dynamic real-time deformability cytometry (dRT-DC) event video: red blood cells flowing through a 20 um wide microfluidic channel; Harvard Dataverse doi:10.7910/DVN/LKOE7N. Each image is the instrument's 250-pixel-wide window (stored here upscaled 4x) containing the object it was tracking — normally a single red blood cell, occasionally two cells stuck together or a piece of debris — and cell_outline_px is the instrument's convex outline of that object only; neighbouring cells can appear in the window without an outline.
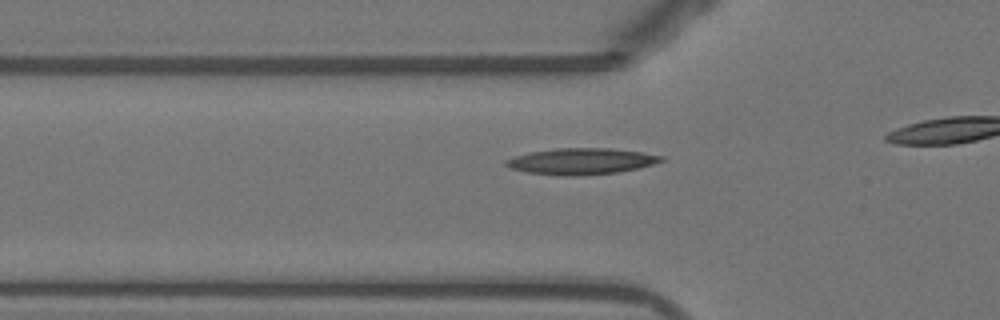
{"species": "Egyptian fruit bat (a non-hibernating species)", "species_latin": "Rousettus aegyptiacus", "temperature_condition": "warm", "stored_images_in_passage": 11, "camera_frame_rate_fps": 3000, "um_per_image_px": 0.085, "animal": {"sex": "female"}, "frame": {"image": 1, "passage_image": 2, "time_ms": 0.333, "image_size_px": [1000, 320], "cell_outline_px": [[664, 160], [640, 168], [616, 172], [576, 176], [564, 176], [528, 172], [512, 168], [504, 164], [504, 160], [528, 152], [556, 148], [612, 148], [640, 152], [664, 156]], "centroid_in_image_um": [49.41, 13.7], "position_along_channel_um": 76.4, "area_um2": 23.64}}
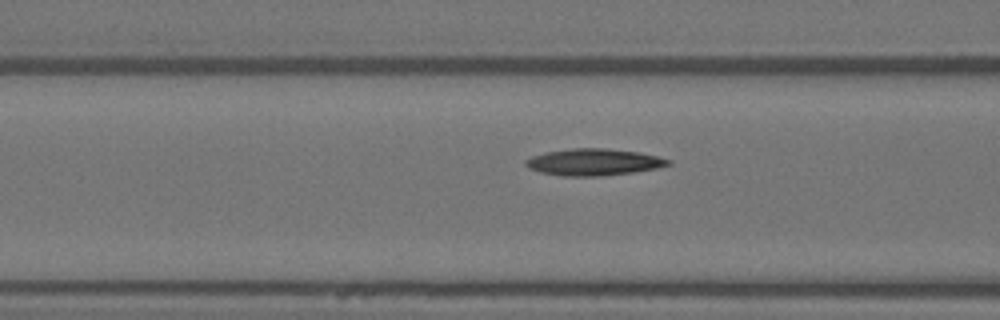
{"frame": {"image": 2, "passage_image": 5, "time_ms": 1.333, "image_size_px": [1000, 320], "cell_outline_px": [[672, 164], [656, 168], [632, 172], [600, 176], [560, 176], [540, 172], [528, 168], [524, 164], [524, 160], [532, 156], [544, 152], [572, 148], [604, 148], [640, 152], [660, 156], [672, 160]], "centroid_in_image_um": [50.46, 13.77], "position_along_channel_um": 116.1, "area_um2": 22.43}}
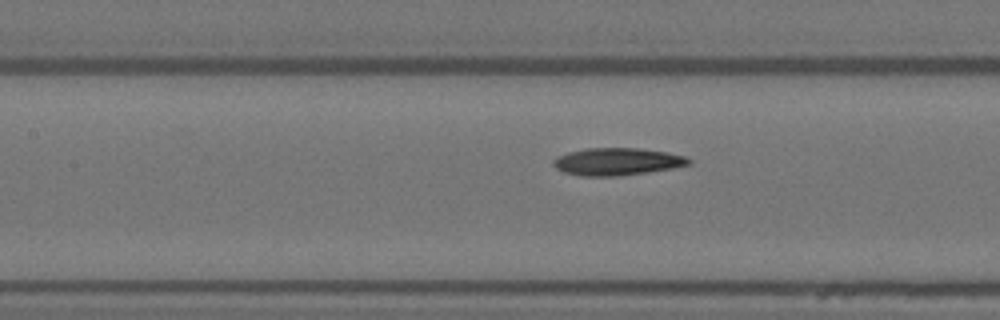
{"frame": {"image": 3, "passage_image": 8, "time_ms": 2.333, "image_size_px": [1000, 320], "cell_outline_px": [[692, 164], [672, 168], [648, 172], [616, 176], [580, 176], [564, 172], [556, 168], [552, 164], [552, 160], [568, 152], [584, 148], [636, 148], [668, 152], [684, 156], [692, 160]], "centroid_in_image_um": [52.46, 13.73], "position_along_channel_um": 154.9, "area_um2": 21.62}}